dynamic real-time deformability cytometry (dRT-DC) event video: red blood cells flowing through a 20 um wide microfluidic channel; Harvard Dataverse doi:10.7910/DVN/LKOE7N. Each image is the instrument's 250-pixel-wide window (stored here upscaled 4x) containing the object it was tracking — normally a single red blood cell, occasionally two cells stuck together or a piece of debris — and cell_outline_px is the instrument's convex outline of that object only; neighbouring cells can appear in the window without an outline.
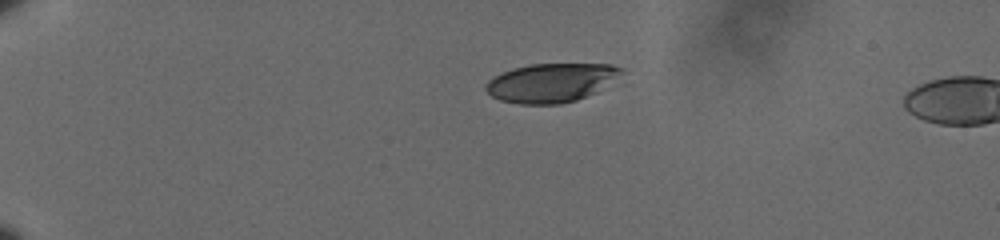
{"species": "human", "species_latin": "Homo sapiens", "temperature_condition": "cold", "stored_images_in_passage": 3, "camera_frame_rate_fps": 3000, "um_per_image_px": 0.085, "donor": {"sex": "male"}, "frame": {"image": 1, "passage_image": 1, "time_ms": 0.0, "image_size_px": [1000, 240], "cell_outline_px": [[624, 84], [576, 100], [560, 104], [520, 104], [500, 100], [492, 96], [484, 88], [488, 80], [504, 72], [516, 68], [532, 64], [612, 64], [624, 68]], "centroid_in_image_um": [47.1, 7.04], "position_along_channel_um": 37.9, "area_um2": 31.85}}